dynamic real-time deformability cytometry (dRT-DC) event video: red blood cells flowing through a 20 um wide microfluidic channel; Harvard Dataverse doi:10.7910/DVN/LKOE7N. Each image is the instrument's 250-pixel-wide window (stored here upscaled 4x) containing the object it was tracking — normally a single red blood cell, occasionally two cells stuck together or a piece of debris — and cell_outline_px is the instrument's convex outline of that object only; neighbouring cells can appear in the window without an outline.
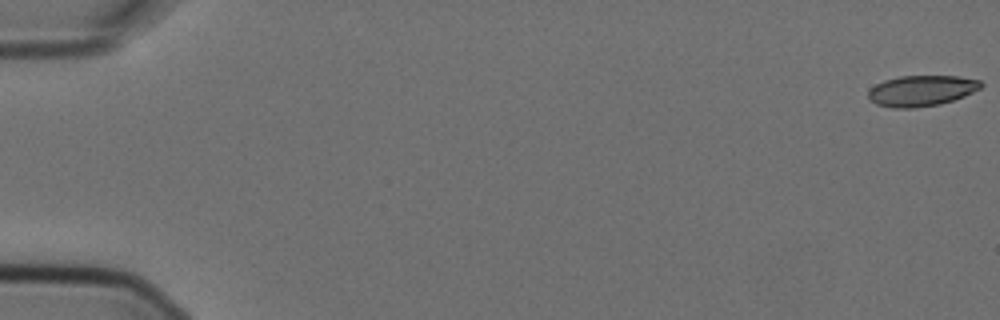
{"species": "Egyptian fruit bat (a non-hibernating species)", "species_latin": "Rousettus aegyptiacus", "temperature_condition": "cold", "stored_images_in_passage": 6, "camera_frame_rate_fps": 3000, "um_per_image_px": 0.085, "animal": {"sex": "female"}, "frame": {"image": 1, "passage_image": 1, "time_ms": 0.0, "image_size_px": [1000, 320], "cell_outline_px": [[984, 84], [980, 88], [964, 96], [940, 104], [916, 108], [892, 108], [876, 104], [868, 100], [868, 92], [876, 84], [884, 80], [900, 76], [956, 76], [980, 80]], "centroid_in_image_um": [78.3, 7.72], "position_along_channel_um": 6.7, "area_um2": 20.23}}
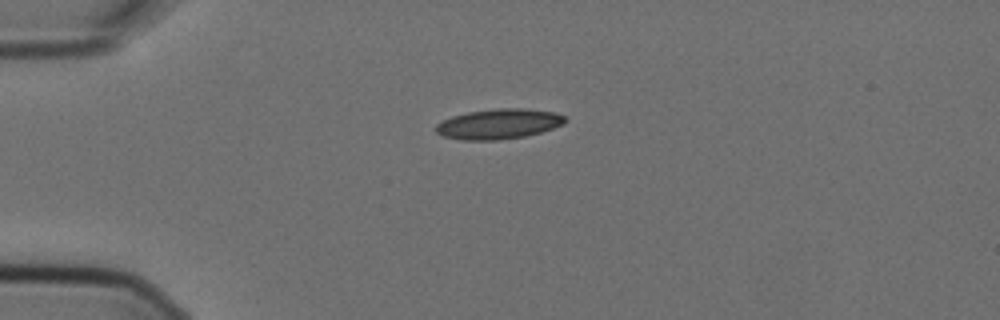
{"frame": {"image": 2, "passage_image": 4, "time_ms": 1.0, "image_size_px": [1000, 320], "cell_outline_px": [[568, 120], [564, 124], [540, 132], [524, 136], [496, 140], [460, 140], [444, 136], [436, 132], [436, 124], [452, 116], [468, 112], [496, 108], [524, 108], [552, 112], [564, 116]], "centroid_in_image_um": [42.38, 10.53], "position_along_channel_um": 42.6, "area_um2": 22.54}}
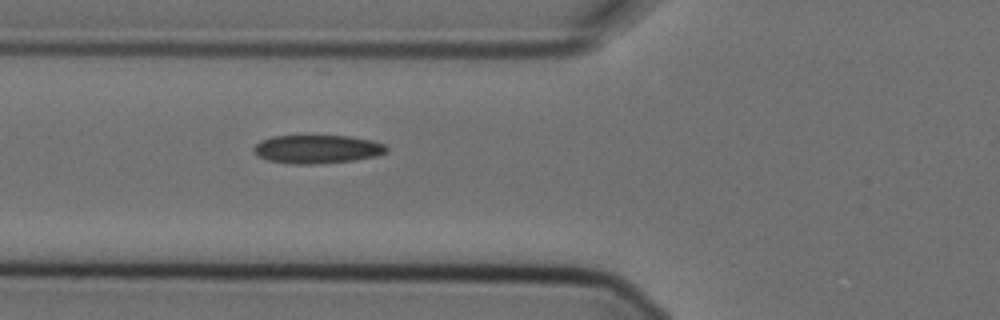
{"frame": {"image": 3, "passage_image": 6, "time_ms": 1.667, "image_size_px": [1000, 320], "cell_outline_px": [[388, 152], [376, 156], [356, 160], [312, 164], [292, 164], [268, 160], [256, 156], [252, 148], [260, 140], [272, 136], [348, 136], [372, 140], [384, 144], [388, 148]], "centroid_in_image_um": [26.95, 12.68], "position_along_channel_um": 98.8, "area_um2": 22.14}}